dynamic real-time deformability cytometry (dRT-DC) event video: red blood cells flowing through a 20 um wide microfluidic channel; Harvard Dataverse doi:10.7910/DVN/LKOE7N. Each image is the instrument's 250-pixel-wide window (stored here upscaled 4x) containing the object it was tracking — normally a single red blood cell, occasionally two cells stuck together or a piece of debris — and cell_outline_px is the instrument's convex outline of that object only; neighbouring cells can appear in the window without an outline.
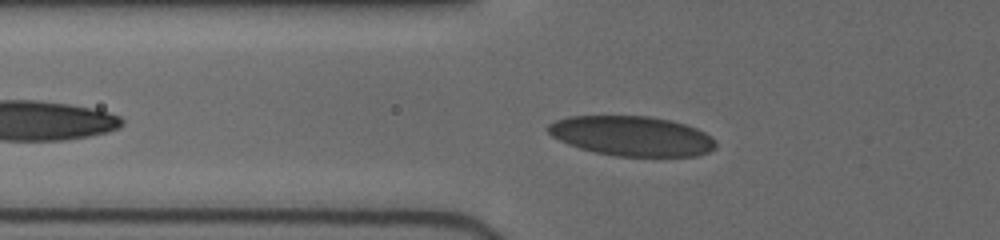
{"species": "human", "species_latin": "Homo sapiens", "temperature_condition": "cold", "stored_images_in_passage": 8, "camera_frame_rate_fps": 3000, "um_per_image_px": 0.085, "donor": {"sex": "female"}, "frame": {"image": 1, "passage_image": 6, "time_ms": 1.667, "image_size_px": [1000, 240], "cell_outline_px": [[716, 148], [708, 152], [696, 156], [616, 156], [596, 152], [580, 148], [568, 144], [552, 136], [548, 132], [548, 124], [556, 120], [568, 116], [648, 116], [672, 120], [696, 128], [704, 132], [716, 140]], "centroid_in_image_um": [53.72, 11.56], "position_along_channel_um": 72.1, "area_um2": 38.9}}
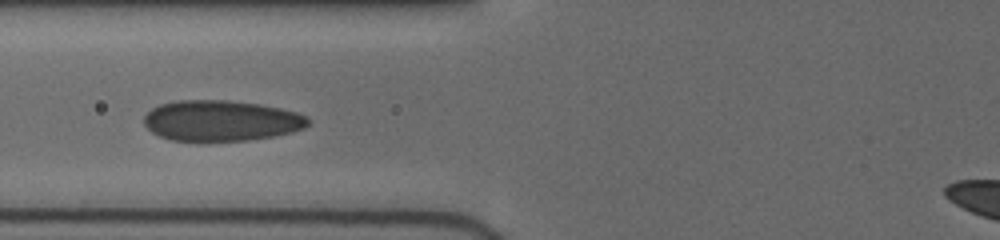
{"frame": {"image": 2, "passage_image": 7, "time_ms": 2.667, "image_size_px": [1000, 240], "cell_outline_px": [[308, 124], [304, 128], [292, 132], [272, 136], [248, 140], [200, 144], [196, 144], [172, 140], [160, 136], [152, 132], [144, 124], [144, 116], [152, 108], [160, 104], [176, 100], [228, 100], [260, 104], [280, 108], [296, 112], [308, 116]], "centroid_in_image_um": [18.75, 10.29], "position_along_channel_um": 107.0, "area_um2": 39.88}}